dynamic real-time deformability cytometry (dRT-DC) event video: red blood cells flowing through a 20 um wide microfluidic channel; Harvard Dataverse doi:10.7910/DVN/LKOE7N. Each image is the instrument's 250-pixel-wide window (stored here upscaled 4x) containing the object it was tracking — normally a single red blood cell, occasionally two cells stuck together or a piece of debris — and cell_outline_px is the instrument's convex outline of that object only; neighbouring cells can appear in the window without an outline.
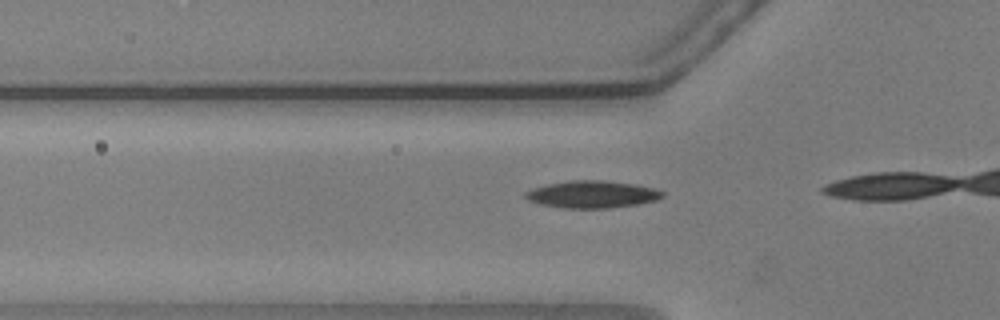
{"species": "common noctule bat (a hibernating species)", "species_latin": "Nyctalus noctula", "temperature_condition": "warm", "stored_images_in_passage": 15, "camera_frame_rate_fps": 3000, "um_per_image_px": 0.085, "animal": {"sex": "male", "body_mass_g": 20.5, "forearm_length_mm": 52.5}, "frame": {"image": 1, "passage_image": 13, "time_ms": 4.0, "image_size_px": [1000, 320], "cell_outline_px": [[664, 196], [656, 200], [640, 204], [608, 208], [560, 208], [540, 204], [528, 200], [524, 196], [524, 192], [548, 184], [572, 180], [600, 180], [636, 184], [656, 188], [664, 192]], "centroid_in_image_um": [50.37, 16.52], "position_along_channel_um": 75.4, "area_um2": 21.79}}